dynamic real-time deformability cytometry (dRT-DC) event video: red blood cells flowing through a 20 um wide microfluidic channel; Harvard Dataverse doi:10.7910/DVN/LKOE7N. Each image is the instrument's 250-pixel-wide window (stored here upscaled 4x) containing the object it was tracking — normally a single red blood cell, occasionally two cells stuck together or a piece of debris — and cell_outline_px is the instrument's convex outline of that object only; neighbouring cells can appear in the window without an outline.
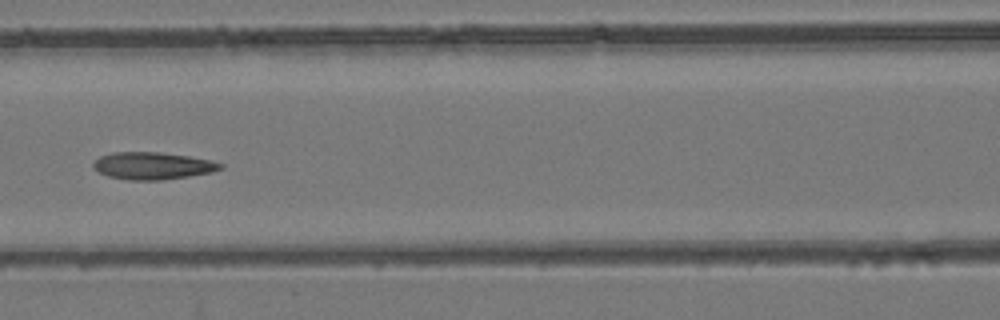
{"species": "common noctule bat (a hibernating species)", "species_latin": "Nyctalus noctula", "temperature_condition": "room temperature", "stored_images_in_passage": 7, "camera_frame_rate_fps": 3000, "um_per_image_px": 0.085, "animal": {"sex": "female", "body_mass_g": 24.6, "forearm_length_mm": 56.2}, "frame": {"image": 1, "passage_image": 7, "time_ms": 7.667, "image_size_px": [1000, 320], "cell_outline_px": [[224, 168], [212, 172], [164, 180], [128, 180], [108, 176], [92, 168], [92, 164], [100, 156], [112, 152], [160, 152], [188, 156], [208, 160], [224, 164]], "centroid_in_image_um": [12.96, 14.09], "position_along_channel_um": 153.6, "area_um2": 20.17}}